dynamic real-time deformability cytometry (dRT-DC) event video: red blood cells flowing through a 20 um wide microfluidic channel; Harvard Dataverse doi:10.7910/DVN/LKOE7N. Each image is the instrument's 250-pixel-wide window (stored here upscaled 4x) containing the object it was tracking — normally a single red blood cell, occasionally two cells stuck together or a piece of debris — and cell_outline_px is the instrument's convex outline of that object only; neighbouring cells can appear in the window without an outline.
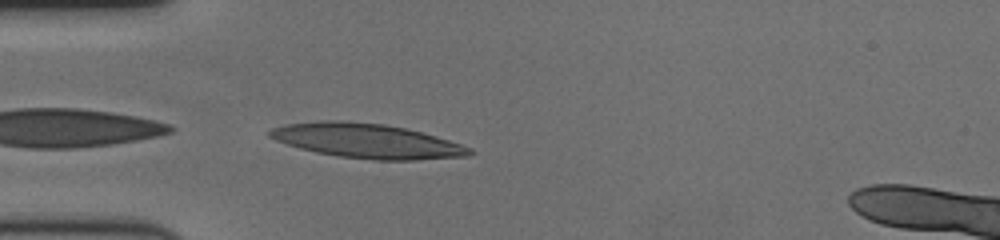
{"species": "human", "species_latin": "Homo sapiens", "temperature_condition": "cold", "stored_images_in_passage": 43, "camera_frame_rate_fps": 3000, "um_per_image_px": 0.085, "donor": {"sex": "female"}, "frame": {"image": 1, "passage_image": 1, "time_ms": 0.0, "image_size_px": [1000, 240], "cell_outline_px": [[476, 152], [472, 156], [416, 160], [372, 160], [340, 156], [316, 152], [300, 148], [276, 140], [268, 136], [264, 132], [272, 128], [284, 124], [324, 120], [344, 120], [384, 124], [404, 128], [436, 136], [472, 148]], "centroid_in_image_um": [31.19, 11.97], "position_along_channel_um": 53.8, "area_um2": 40.34}}
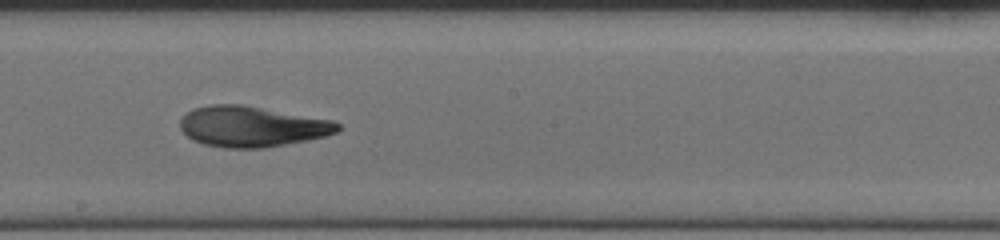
{"frame": {"image": 2, "passage_image": 17, "time_ms": 5.333, "image_size_px": [1000, 240], "cell_outline_px": [[340, 128], [336, 132], [324, 136], [308, 140], [264, 148], [224, 148], [204, 144], [192, 140], [180, 128], [180, 120], [192, 108], [208, 104], [244, 104], [332, 120], [340, 124]], "centroid_in_image_um": [21.39, 10.74], "position_along_channel_um": 226.8, "area_um2": 37.45}}
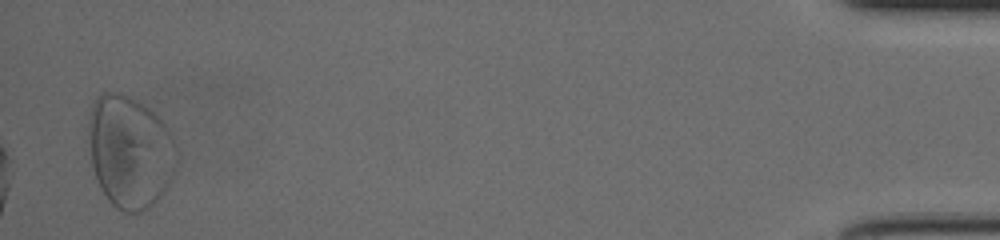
{"frame": {"image": 3, "passage_image": 42, "time_ms": 13.667, "image_size_px": [1000, 240], "cell_outline_px": [[176, 168], [168, 184], [160, 196], [148, 208], [140, 212], [124, 212], [116, 208], [108, 200], [100, 188], [92, 164], [88, 136], [88, 120], [92, 104], [96, 96], [100, 92], [120, 92], [136, 100], [148, 108], [164, 124], [172, 140], [176, 152]], "centroid_in_image_um": [11.0, 12.89], "position_along_channel_um": 424.2, "area_um2": 57.45}, "authors_computed_cell_mechanics": {"area_um2": 37.9168, "velocity_mm_per_s": 3.4274, "shape_relaxation_time_tau1_ms": 7.6762, "shape_relaxation_time_tau2_ms": 2.4498, "deformation_change_tau1": 0.2693, "deformation_change_tau2": 0.0889}}